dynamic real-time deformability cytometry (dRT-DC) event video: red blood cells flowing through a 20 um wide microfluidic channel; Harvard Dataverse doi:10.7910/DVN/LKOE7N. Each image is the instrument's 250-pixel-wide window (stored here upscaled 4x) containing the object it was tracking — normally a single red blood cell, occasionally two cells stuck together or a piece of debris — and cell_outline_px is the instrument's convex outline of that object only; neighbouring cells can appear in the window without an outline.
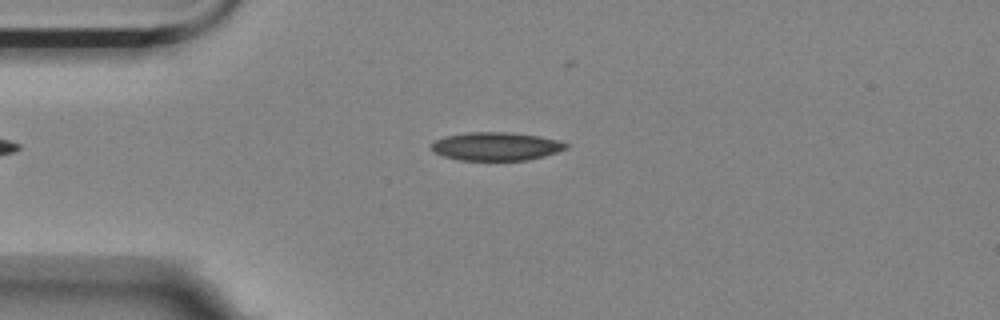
{"species": "Egyptian fruit bat (a non-hibernating species)", "species_latin": "Rousettus aegyptiacus", "temperature_condition": "room temperature", "stored_images_in_passage": 4, "camera_frame_rate_fps": 3000, "um_per_image_px": 0.085, "animal": {"sex": "female"}, "frame": {"image": 1, "passage_image": 3, "time_ms": 2.333, "image_size_px": [1000, 320], "cell_outline_px": [[568, 148], [544, 156], [528, 160], [460, 160], [444, 156], [432, 152], [432, 144], [436, 140], [444, 136], [468, 132], [508, 132], [540, 136], [560, 140], [568, 144]], "centroid_in_image_um": [42.18, 12.43], "position_along_channel_um": 42.8, "area_um2": 22.25}}